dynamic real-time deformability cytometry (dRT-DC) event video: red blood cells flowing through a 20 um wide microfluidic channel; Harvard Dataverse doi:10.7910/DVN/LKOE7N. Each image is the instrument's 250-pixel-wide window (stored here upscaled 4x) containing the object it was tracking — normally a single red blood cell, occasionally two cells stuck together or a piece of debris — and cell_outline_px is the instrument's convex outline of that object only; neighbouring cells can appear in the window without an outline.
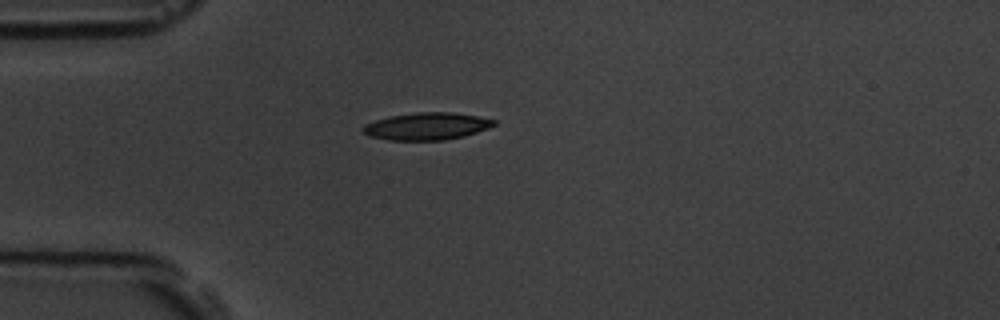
{"species": "common noctule bat (a hibernating species)", "species_latin": "Nyctalus noctula", "temperature_condition": "room temperature", "stored_images_in_passage": 2, "camera_frame_rate_fps": 3000, "um_per_image_px": 0.085, "animal": {"sex": "male", "body_mass_g": 19.5, "forearm_length_mm": 54.6}, "frame": {"image": 1, "passage_image": 1, "time_ms": 0.0, "image_size_px": [1000, 320], "cell_outline_px": [[496, 124], [488, 128], [464, 136], [444, 140], [388, 140], [368, 136], [360, 132], [360, 128], [364, 124], [388, 116], [416, 112], [452, 112], [476, 116], [496, 120]], "centroid_in_image_um": [36.21, 10.73], "position_along_channel_um": 48.8, "area_um2": 20.98}}